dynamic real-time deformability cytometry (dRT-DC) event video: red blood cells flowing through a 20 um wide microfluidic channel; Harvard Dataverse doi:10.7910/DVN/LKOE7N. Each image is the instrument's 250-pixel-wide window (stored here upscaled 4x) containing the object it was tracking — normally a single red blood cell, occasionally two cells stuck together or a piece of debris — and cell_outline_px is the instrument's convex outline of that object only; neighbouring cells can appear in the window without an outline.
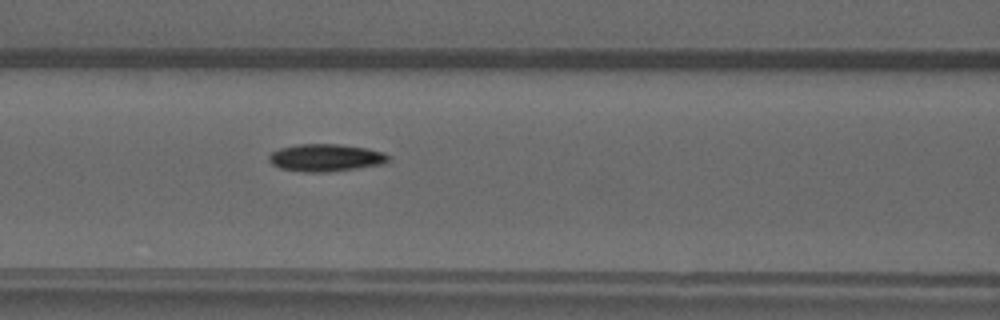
{"species": "common noctule bat (a hibernating species)", "species_latin": "Nyctalus noctula", "temperature_condition": "warm", "stored_images_in_passage": 35, "camera_frame_rate_fps": 3000, "um_per_image_px": 0.085, "animal": {"sex": "male", "forearm_length_mm": 52.5}, "frame": {"image": 1, "passage_image": 12, "time_ms": 3.667, "image_size_px": [1000, 320], "cell_outline_px": [[388, 160], [380, 164], [324, 172], [304, 172], [280, 168], [272, 164], [268, 160], [268, 156], [272, 152], [280, 148], [300, 144], [340, 144], [368, 148], [384, 152], [388, 156]], "centroid_in_image_um": [27.64, 13.39], "position_along_channel_um": 139.0, "area_um2": 18.79}}
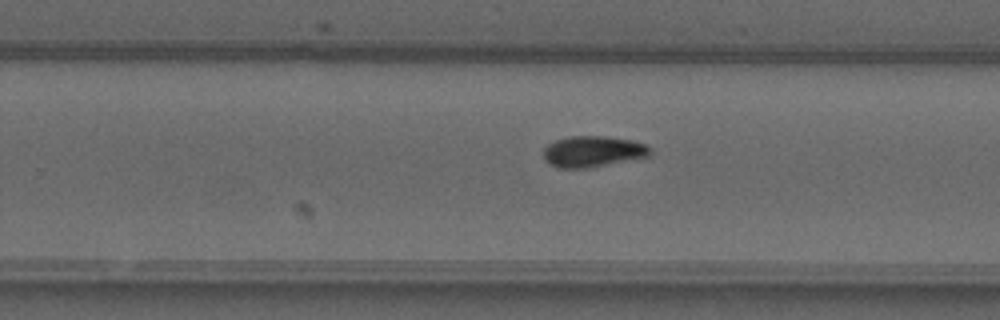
{"frame": {"image": 2, "passage_image": 22, "time_ms": 7.0, "image_size_px": [1000, 320], "cell_outline_px": [[652, 152], [648, 156], [584, 168], [560, 168], [544, 160], [544, 148], [548, 144], [556, 140], [568, 136], [608, 136], [648, 144], [652, 148]], "centroid_in_image_um": [50.39, 12.86], "position_along_channel_um": 279.4, "area_um2": 19.07}}
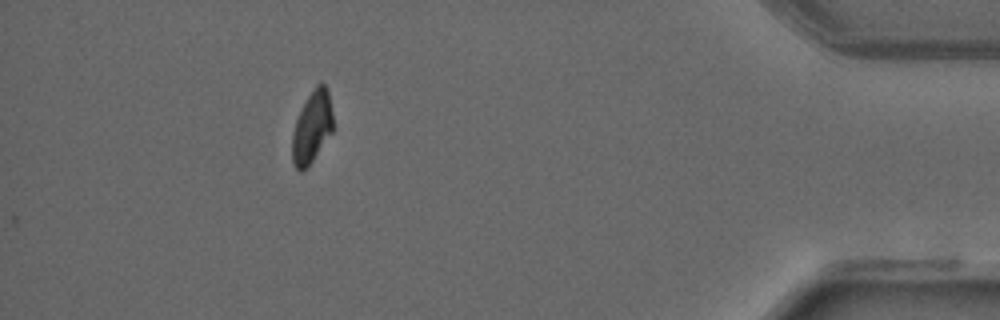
{"frame": {"image": 3, "passage_image": 35, "time_ms": 11.333, "image_size_px": [1000, 320], "cell_outline_px": [[332, 132], [312, 160], [300, 172], [292, 164], [292, 132], [296, 120], [308, 96], [316, 84], [320, 80], [328, 88], [332, 112]], "centroid_in_image_um": [26.51, 10.77], "position_along_channel_um": 408.7, "area_um2": 16.88}}